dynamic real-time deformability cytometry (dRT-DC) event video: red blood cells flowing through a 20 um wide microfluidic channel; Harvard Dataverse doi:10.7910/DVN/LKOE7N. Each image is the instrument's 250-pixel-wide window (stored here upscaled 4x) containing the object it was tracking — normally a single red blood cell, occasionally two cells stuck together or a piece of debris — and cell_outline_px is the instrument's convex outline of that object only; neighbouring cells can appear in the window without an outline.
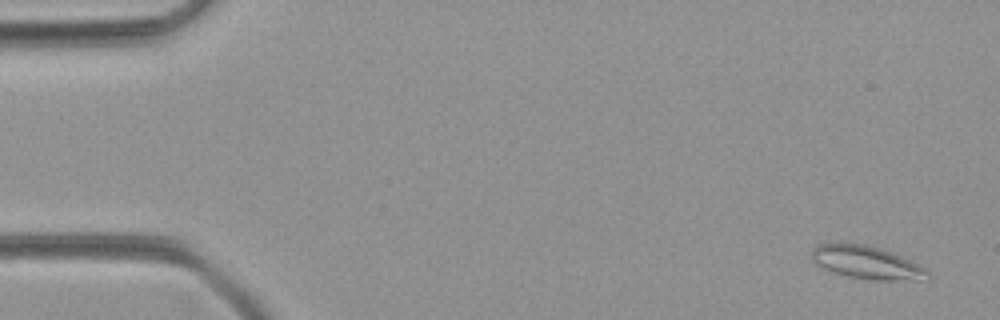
{"species": "common noctule bat (a hibernating species)", "species_latin": "Nyctalus noctula", "temperature_condition": "room temperature", "stored_images_in_passage": 51, "camera_frame_rate_fps": 3000, "um_per_image_px": 0.085, "animal": {"sex": "female", "body_mass_g": 21.9}, "frame": {"image": 1, "passage_image": 3, "time_ms": 0.667, "image_size_px": [1000, 320], "cell_outline_px": [[928, 280], [868, 280], [848, 276], [832, 272], [816, 264], [812, 260], [812, 248], [816, 244], [840, 240], [864, 244], [880, 248], [892, 252], [920, 264], [928, 272]], "centroid_in_image_um": [73.62, 22.27], "position_along_channel_um": 11.4, "area_um2": 22.95}}
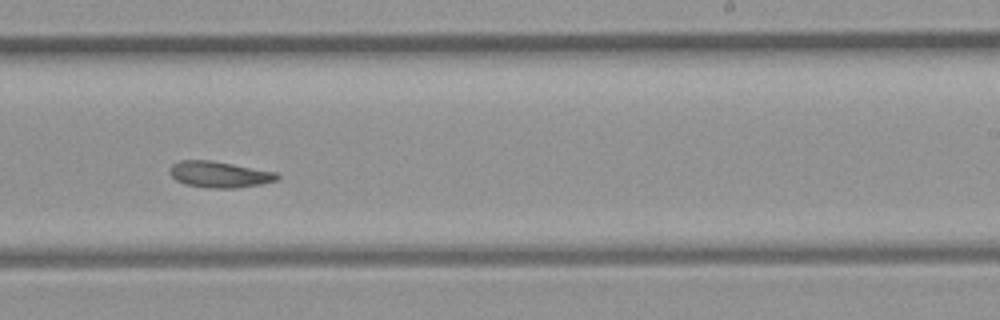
{"frame": {"image": 2, "passage_image": 32, "time_ms": 10.333, "image_size_px": [1000, 320], "cell_outline_px": [[280, 176], [276, 180], [260, 184], [236, 188], [208, 188], [184, 184], [176, 180], [168, 172], [168, 168], [172, 164], [180, 160], [212, 160], [276, 172]], "centroid_in_image_um": [18.6, 14.82], "position_along_channel_um": 270.4, "area_um2": 16.47}}
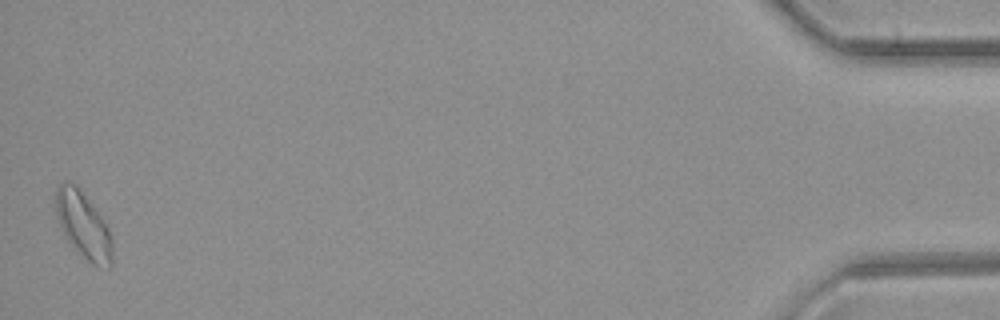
{"frame": {"image": 3, "passage_image": 51, "time_ms": 16.667, "image_size_px": [1000, 320], "cell_outline_px": [[112, 268], [108, 268], [92, 264], [72, 248], [64, 236], [56, 216], [52, 200], [60, 184], [64, 180], [68, 180], [76, 184], [104, 220], [108, 228], [112, 244]], "centroid_in_image_um": [7.03, 19.13], "position_along_channel_um": 428.2, "area_um2": 22.31}}